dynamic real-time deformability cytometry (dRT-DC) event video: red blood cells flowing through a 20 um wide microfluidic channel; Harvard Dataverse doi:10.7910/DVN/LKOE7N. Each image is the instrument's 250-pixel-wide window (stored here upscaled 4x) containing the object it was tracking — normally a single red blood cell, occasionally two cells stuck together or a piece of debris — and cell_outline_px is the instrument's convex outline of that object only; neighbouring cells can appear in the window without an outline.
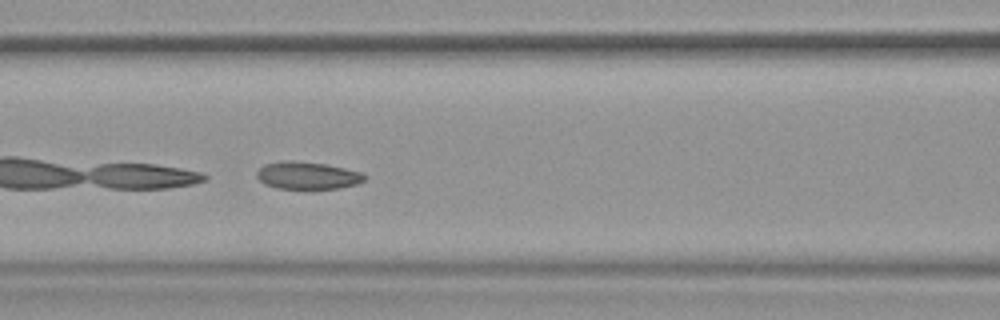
{"species": "common noctule bat (a hibernating species)", "species_latin": "Nyctalus noctula", "temperature_condition": "warm", "stored_images_in_passage": 34, "camera_frame_rate_fps": 3000, "um_per_image_px": 0.085, "animal": {"sex": "female", "body_mass_g": 19.9}, "frame": {"image": 1, "passage_image": 6, "time_ms": 1.667, "image_size_px": [1000, 320], "cell_outline_px": [[368, 176], [364, 180], [356, 184], [340, 188], [276, 188], [264, 184], [256, 176], [256, 172], [264, 164], [280, 160], [292, 160], [324, 164], [344, 168], [360, 172]], "centroid_in_image_um": [26.1, 14.9], "position_along_channel_um": 140.5, "area_um2": 17.17}}